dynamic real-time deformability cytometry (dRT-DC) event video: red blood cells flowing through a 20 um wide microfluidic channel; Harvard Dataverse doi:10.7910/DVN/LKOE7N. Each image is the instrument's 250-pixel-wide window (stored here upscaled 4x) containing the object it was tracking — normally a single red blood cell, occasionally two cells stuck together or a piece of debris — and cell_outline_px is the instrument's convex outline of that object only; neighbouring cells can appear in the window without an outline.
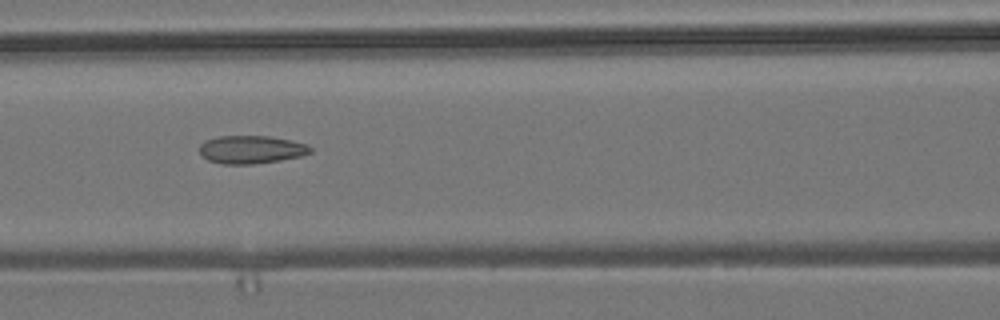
{"species": "common noctule bat (a hibernating species)", "species_latin": "Nyctalus noctula", "temperature_condition": "room temperature", "stored_images_in_passage": 5, "camera_frame_rate_fps": 3000, "um_per_image_px": 0.085, "animal": {"sex": "male", "body_mass_g": 19.2, "forearm_length_mm": 51.8}, "frame": {"image": 1, "passage_image": 3, "time_ms": 2.0, "image_size_px": [1000, 320], "cell_outline_px": [[312, 152], [300, 156], [280, 160], [252, 164], [224, 164], [208, 160], [200, 152], [200, 144], [204, 140], [216, 136], [268, 136], [308, 144], [312, 148]], "centroid_in_image_um": [21.34, 12.7], "position_along_channel_um": 145.3, "area_um2": 18.03}}
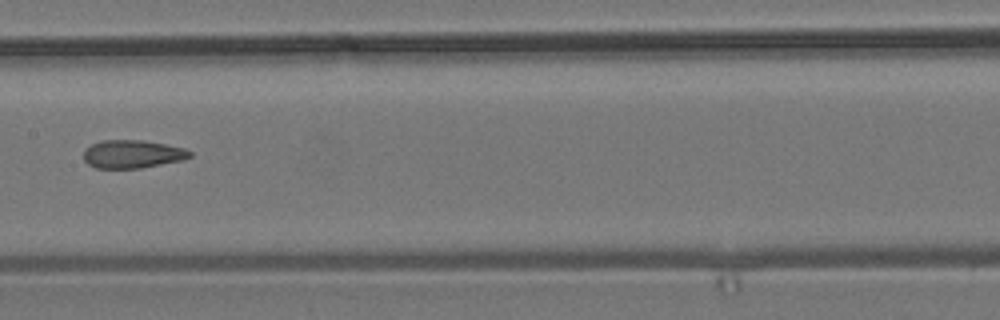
{"frame": {"image": 2, "passage_image": 4, "time_ms": 3.333, "image_size_px": [1000, 320], "cell_outline_px": [[192, 156], [184, 160], [140, 168], [96, 168], [88, 164], [84, 160], [84, 148], [100, 140], [144, 140], [184, 148], [192, 152]], "centroid_in_image_um": [11.25, 13.09], "position_along_channel_um": 196.1, "area_um2": 17.51}}
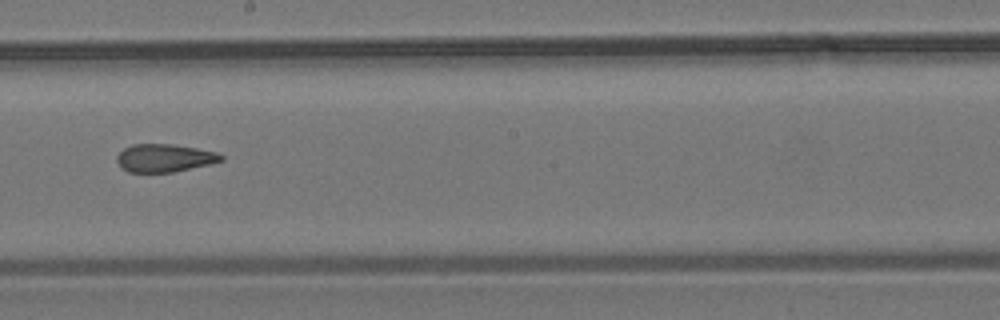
{"frame": {"image": 3, "passage_image": 5, "time_ms": 4.333, "image_size_px": [1000, 320], "cell_outline_px": [[224, 160], [208, 164], [172, 172], [128, 172], [120, 168], [116, 160], [116, 156], [124, 148], [132, 144], [172, 144], [196, 148], [216, 152], [224, 156]], "centroid_in_image_um": [13.94, 13.43], "position_along_channel_um": 234.3, "area_um2": 16.94}}